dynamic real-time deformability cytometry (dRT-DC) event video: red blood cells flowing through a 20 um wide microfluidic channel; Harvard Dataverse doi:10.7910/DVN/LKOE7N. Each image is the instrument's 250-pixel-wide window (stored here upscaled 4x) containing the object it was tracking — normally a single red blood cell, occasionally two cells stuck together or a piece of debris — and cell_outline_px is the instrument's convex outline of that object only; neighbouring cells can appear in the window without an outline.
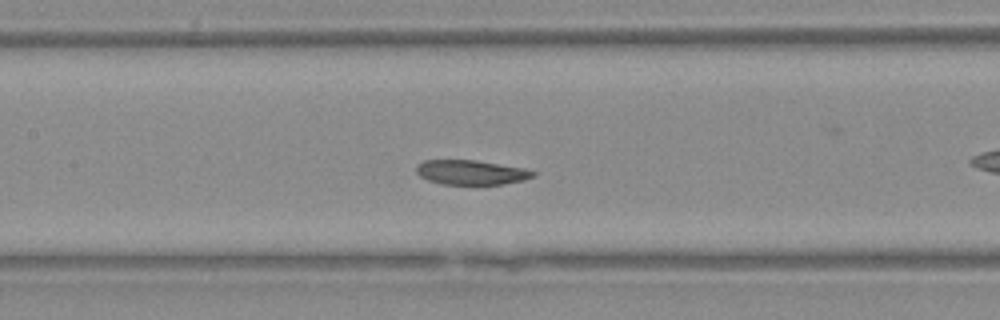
{"species": "Egyptian fruit bat (a non-hibernating species)", "species_latin": "Rousettus aegyptiacus", "temperature_condition": "warm", "stored_images_in_passage": 29, "camera_frame_rate_fps": 3000, "um_per_image_px": 0.085, "animal": {"sex": "female"}, "frame": {"image": 1, "passage_image": 7, "time_ms": 2.0, "image_size_px": [1000, 320], "cell_outline_px": [[536, 176], [524, 180], [500, 184], [444, 184], [428, 180], [420, 176], [416, 172], [416, 164], [424, 160], [476, 160], [524, 168], [536, 172]], "centroid_in_image_um": [40.04, 14.64], "position_along_channel_um": 167.4, "area_um2": 16.7}}